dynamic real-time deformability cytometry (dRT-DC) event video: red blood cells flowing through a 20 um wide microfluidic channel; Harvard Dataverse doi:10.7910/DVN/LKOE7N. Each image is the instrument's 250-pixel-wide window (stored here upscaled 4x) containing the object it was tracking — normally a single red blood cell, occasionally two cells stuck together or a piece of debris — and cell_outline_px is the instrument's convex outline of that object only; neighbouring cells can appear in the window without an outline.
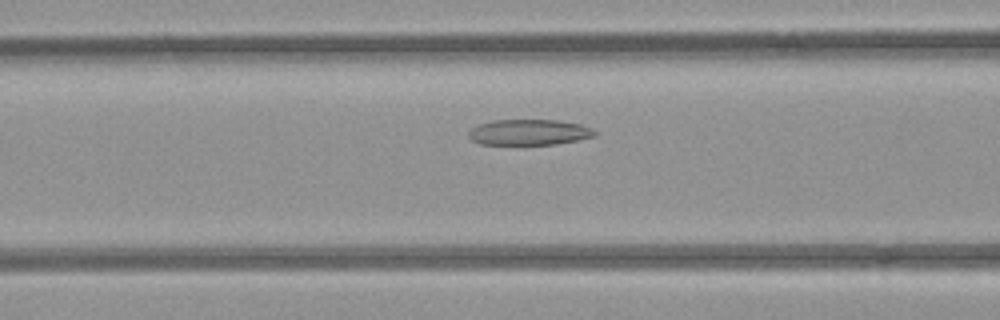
{"species": "common noctule bat (a hibernating species)", "species_latin": "Nyctalus noctula", "temperature_condition": "room temperature", "stored_images_in_passage": 47, "camera_frame_rate_fps": 3000, "um_per_image_px": 0.085, "animal": {"sex": "female", "body_mass_g": 21.9}, "frame": {"image": 1, "passage_image": 15, "time_ms": 4.667, "image_size_px": [1000, 320], "cell_outline_px": [[596, 136], [556, 144], [480, 144], [472, 140], [468, 136], [468, 132], [472, 128], [480, 124], [492, 120], [556, 120], [580, 124], [592, 128], [596, 132]], "centroid_in_image_um": [44.97, 11.24], "position_along_channel_um": 121.6, "area_um2": 18.79}}
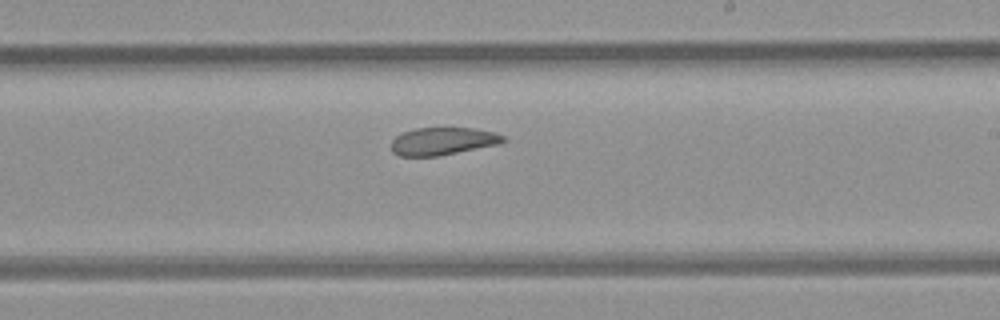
{"frame": {"image": 2, "passage_image": 25, "time_ms": 8.0, "image_size_px": [1000, 320], "cell_outline_px": [[508, 140], [500, 144], [436, 156], [400, 156], [392, 152], [392, 140], [400, 132], [416, 128], [476, 128], [496, 132], [504, 136]], "centroid_in_image_um": [37.66, 11.99], "position_along_channel_um": 251.3, "area_um2": 18.15}}
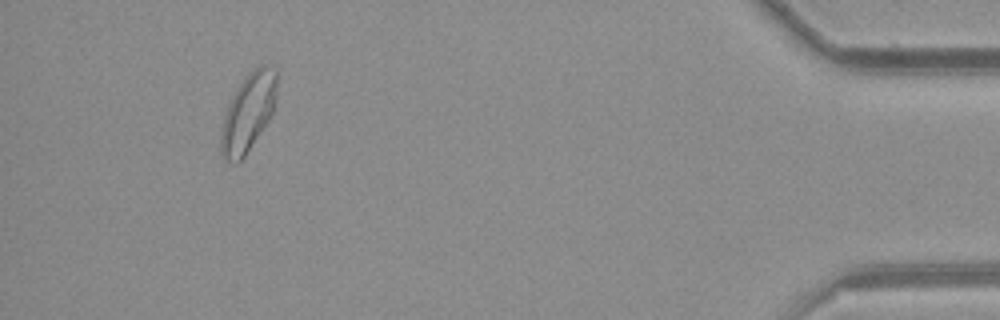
{"frame": {"image": 3, "passage_image": 43, "time_ms": 14.0, "image_size_px": [1000, 320], "cell_outline_px": [[276, 92], [272, 112], [268, 120], [244, 156], [236, 164], [224, 160], [220, 156], [220, 128], [228, 104], [236, 88], [244, 76], [252, 68], [260, 64], [268, 64], [276, 68]], "centroid_in_image_um": [21.05, 9.53], "position_along_channel_um": 414.1, "area_um2": 25.61}, "authors_computed_cell_mechanics": {"area_um2": 21.386, "velocity_mm_per_s": 3.8894, "shape_relaxation_time_tau1_ms": null, "shape_relaxation_time_tau2_ms": 1.8258, "deformation_change_tau1": null, "deformation_change_tau2": 0.073}}